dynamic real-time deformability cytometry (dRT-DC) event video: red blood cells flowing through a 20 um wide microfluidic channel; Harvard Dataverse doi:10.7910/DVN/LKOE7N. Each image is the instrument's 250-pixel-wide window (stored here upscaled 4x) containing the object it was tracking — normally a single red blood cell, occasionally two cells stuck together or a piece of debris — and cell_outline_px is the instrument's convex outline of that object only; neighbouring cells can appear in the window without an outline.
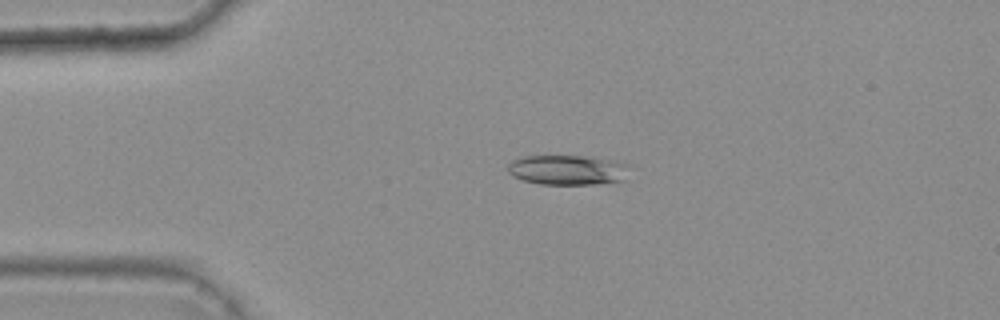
{"species": "common noctule bat (a hibernating species)", "species_latin": "Nyctalus noctula", "temperature_condition": "warm", "stored_images_in_passage": 4, "camera_frame_rate_fps": 3000, "um_per_image_px": 0.085, "animal": {"sex": "female", "body_mass_g": 25.1}, "frame": {"image": 1, "passage_image": 3, "time_ms": 0.667, "image_size_px": [1000, 320], "cell_outline_px": [[628, 168], [624, 180], [596, 184], [540, 184], [524, 180], [512, 176], [508, 172], [508, 164], [512, 160], [520, 156], [592, 156], [628, 164]], "centroid_in_image_um": [48.21, 14.44], "position_along_channel_um": 36.8, "area_um2": 21.21}}